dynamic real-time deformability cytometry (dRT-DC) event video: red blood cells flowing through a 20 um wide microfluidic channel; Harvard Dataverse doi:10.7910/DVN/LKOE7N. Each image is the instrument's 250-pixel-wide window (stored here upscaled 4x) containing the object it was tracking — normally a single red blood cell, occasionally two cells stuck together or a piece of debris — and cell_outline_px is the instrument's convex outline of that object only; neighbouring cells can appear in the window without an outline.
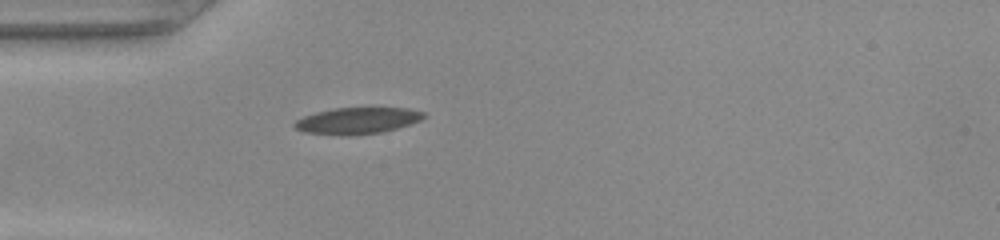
{"species": "common noctule bat (a hibernating species)", "species_latin": "Nyctalus noctula", "temperature_condition": "warm", "stored_images_in_passage": 36, "camera_frame_rate_fps": 3000, "um_per_image_px": 0.085, "animal": {"sex": "female", "body_mass_g": 22.0, "forearm_length_mm": 56.7}, "frame": {"image": 1, "passage_image": 1, "time_ms": 0.0, "image_size_px": [1000, 240], "cell_outline_px": [[424, 116], [420, 120], [396, 128], [380, 132], [348, 136], [304, 132], [296, 128], [292, 124], [296, 120], [304, 116], [316, 112], [336, 108], [408, 108], [424, 112]], "centroid_in_image_um": [30.34, 10.26], "position_along_channel_um": 54.7, "area_um2": 19.65}}
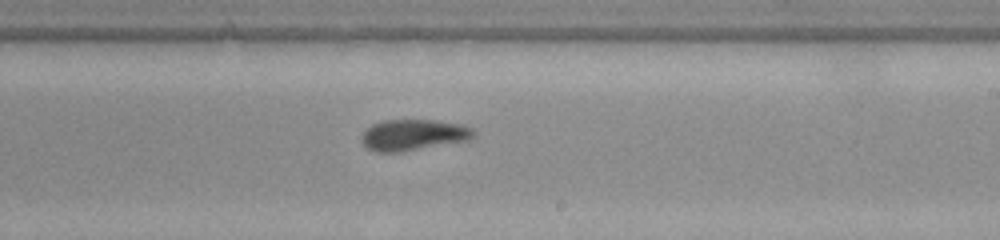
{"frame": {"image": 2, "passage_image": 16, "time_ms": 5.0, "image_size_px": [1000, 240], "cell_outline_px": [[476, 136], [468, 140], [400, 152], [376, 152], [368, 148], [360, 140], [364, 132], [372, 124], [384, 120], [436, 120], [460, 124], [472, 128], [476, 132]], "centroid_in_image_um": [35.15, 11.46], "position_along_channel_um": 253.8, "area_um2": 20.23}}
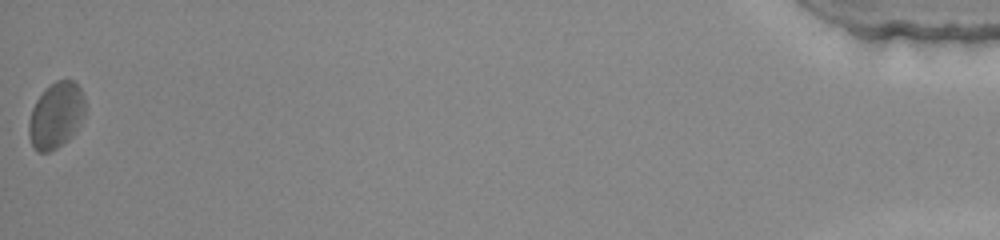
{"frame": {"image": 3, "passage_image": 36, "time_ms": 11.667, "image_size_px": [1000, 240], "cell_outline_px": [[84, 116], [68, 140], [56, 148], [48, 152], [36, 152], [32, 144], [28, 132], [28, 120], [32, 108], [36, 100], [56, 80], [76, 80], [84, 96]], "centroid_in_image_um": [4.75, 9.81], "position_along_channel_um": 430.4, "area_um2": 21.44}}